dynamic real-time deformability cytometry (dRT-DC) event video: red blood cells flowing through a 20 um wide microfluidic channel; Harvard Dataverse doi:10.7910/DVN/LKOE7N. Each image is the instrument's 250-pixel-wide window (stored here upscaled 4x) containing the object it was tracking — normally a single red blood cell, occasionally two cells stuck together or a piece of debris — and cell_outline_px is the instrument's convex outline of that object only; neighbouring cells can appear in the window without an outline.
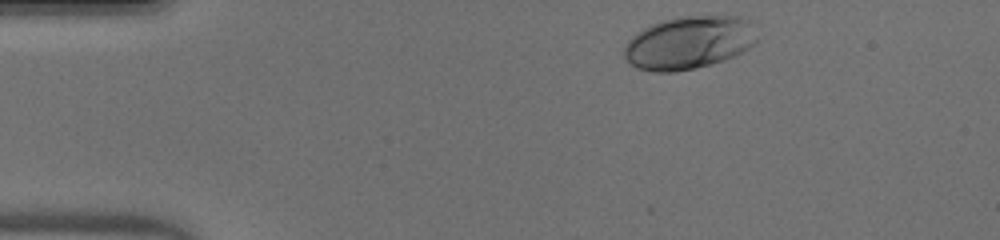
{"species": "human", "species_latin": "Homo sapiens", "temperature_condition": "warm", "stored_images_in_passage": 34, "camera_frame_rate_fps": 3000, "um_per_image_px": 0.085, "donor": {"sex": "male"}, "frame": {"image": 1, "passage_image": 1, "time_ms": 0.0, "image_size_px": [1000, 240], "cell_outline_px": [[756, 44], [724, 60], [696, 68], [676, 72], [652, 72], [636, 68], [628, 64], [624, 60], [624, 48], [628, 40], [632, 36], [644, 28], [660, 20], [684, 16], [740, 16], [752, 20], [756, 40]], "centroid_in_image_um": [58.53, 3.63], "position_along_channel_um": 26.5, "area_um2": 41.33}}
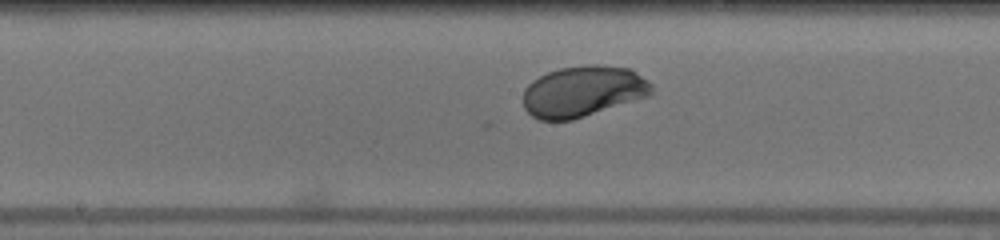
{"frame": {"image": 2, "passage_image": 19, "time_ms": 6.0, "image_size_px": [1000, 240], "cell_outline_px": [[652, 96], [572, 120], [540, 120], [532, 116], [524, 108], [524, 88], [532, 80], [548, 72], [560, 68], [588, 64], [600, 64], [632, 68], [648, 80], [652, 84]], "centroid_in_image_um": [49.6, 7.75], "position_along_channel_um": 198.6, "area_um2": 38.67}}
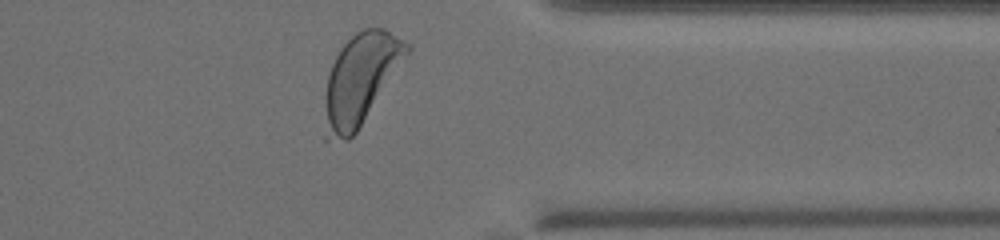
{"frame": {"image": 3, "passage_image": 33, "time_ms": 10.667, "image_size_px": [1000, 240], "cell_outline_px": [[412, 48], [356, 132], [348, 140], [324, 140], [324, 96], [328, 76], [332, 64], [340, 48], [356, 32], [364, 28], [384, 28], [412, 44]], "centroid_in_image_um": [30.62, 6.73], "position_along_channel_um": 380.8, "area_um2": 43.12}, "authors_computed_cell_mechanics": {"area_um2": 37.8012, "velocity_mm_per_s": 4.0807, "shape_relaxation_time_tau1_ms": 2.7699, "shape_relaxation_time_tau2_ms": null, "deformation_change_tau1": 0.165, "deformation_change_tau2": null}}